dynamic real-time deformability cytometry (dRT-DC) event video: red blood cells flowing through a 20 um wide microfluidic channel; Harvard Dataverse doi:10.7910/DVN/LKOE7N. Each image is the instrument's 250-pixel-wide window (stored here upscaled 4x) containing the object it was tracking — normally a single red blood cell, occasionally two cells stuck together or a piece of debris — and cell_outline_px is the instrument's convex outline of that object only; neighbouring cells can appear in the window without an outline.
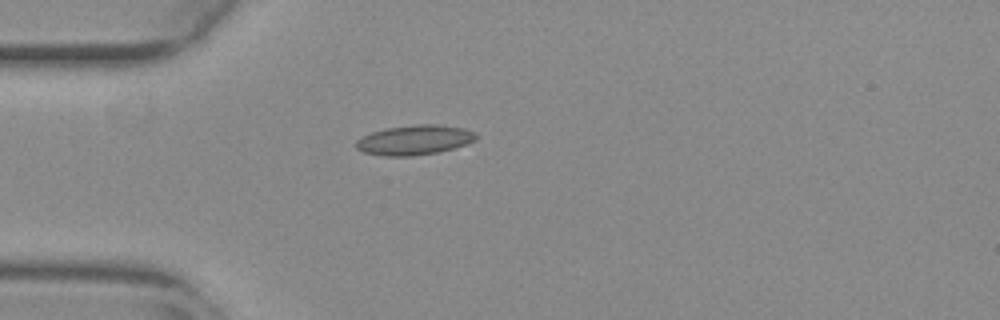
{"species": "common noctule bat (a hibernating species)", "species_latin": "Nyctalus noctula", "temperature_condition": "warm", "stored_images_in_passage": 40, "camera_frame_rate_fps": 3000, "um_per_image_px": 0.085, "animal": {"sex": "female", "body_mass_g": 29.2, "forearm_length_mm": 56.3}, "frame": {"image": 1, "passage_image": 1, "time_ms": 0.0, "image_size_px": [1000, 320], "cell_outline_px": [[476, 140], [468, 144], [436, 152], [412, 156], [384, 156], [364, 152], [356, 148], [356, 140], [360, 136], [384, 128], [416, 124], [436, 124], [464, 128], [476, 132]], "centroid_in_image_um": [35.22, 11.89], "position_along_channel_um": 49.8, "area_um2": 20.92}}
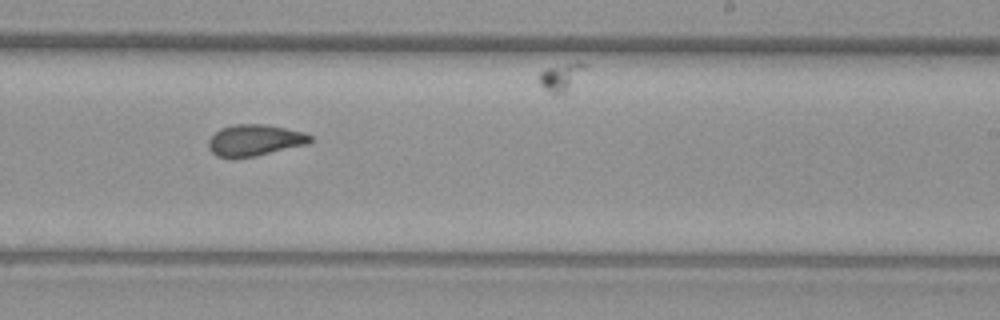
{"frame": {"image": 2, "passage_image": 19, "time_ms": 6.0, "image_size_px": [1000, 320], "cell_outline_px": [[312, 140], [308, 144], [256, 156], [236, 160], [232, 160], [216, 156], [208, 148], [208, 140], [220, 128], [232, 124], [268, 124], [304, 132], [312, 136]], "centroid_in_image_um": [21.62, 11.94], "position_along_channel_um": 267.4, "area_um2": 19.13}}
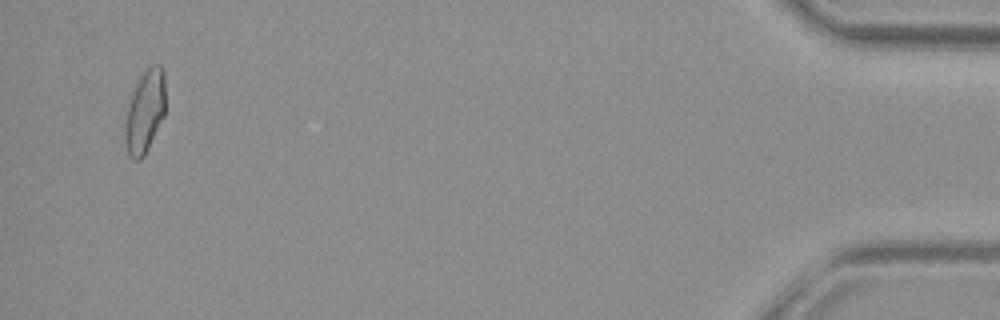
{"frame": {"image": 3, "passage_image": 38, "time_ms": 12.333, "image_size_px": [1000, 320], "cell_outline_px": [[164, 116], [144, 156], [140, 160], [136, 160], [128, 152], [124, 136], [124, 124], [128, 104], [136, 84], [140, 76], [152, 64], [160, 64], [164, 72]], "centroid_in_image_um": [12.31, 9.47], "position_along_channel_um": 422.9, "area_um2": 19.25}, "authors_computed_cell_mechanics": {"area_um2": 18.8139, "velocity_mm_per_s": 3.8292, "shape_relaxation_time_tau1_ms": 6.5127, "shape_relaxation_time_tau2_ms": 1.0718, "deformation_change_tau1": 0.1755, "deformation_change_tau2": 0.0708}}